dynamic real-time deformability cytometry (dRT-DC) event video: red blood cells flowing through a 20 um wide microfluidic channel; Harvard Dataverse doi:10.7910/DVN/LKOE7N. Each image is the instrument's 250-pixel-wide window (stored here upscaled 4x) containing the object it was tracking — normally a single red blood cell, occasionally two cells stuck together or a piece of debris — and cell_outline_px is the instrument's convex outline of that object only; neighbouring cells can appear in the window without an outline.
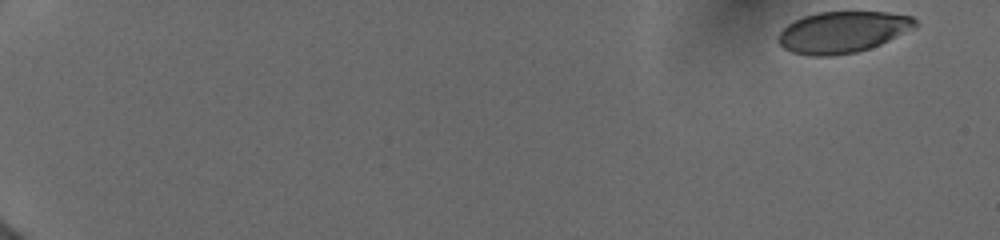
{"species": "human", "species_latin": "Homo sapiens", "temperature_condition": "cold", "stored_images_in_passage": 69, "camera_frame_rate_fps": 3000, "um_per_image_px": 0.085, "donor": {"sex": "female"}, "frame": {"image": 1, "passage_image": 1, "time_ms": 0.0, "image_size_px": [1000, 240], "cell_outline_px": [[916, 28], [880, 44], [856, 52], [828, 56], [816, 56], [792, 52], [784, 48], [776, 40], [776, 36], [788, 24], [804, 16], [816, 12], [888, 12], [912, 16], [916, 20]], "centroid_in_image_um": [71.62, 2.72], "position_along_channel_um": 13.4, "area_um2": 32.95}}
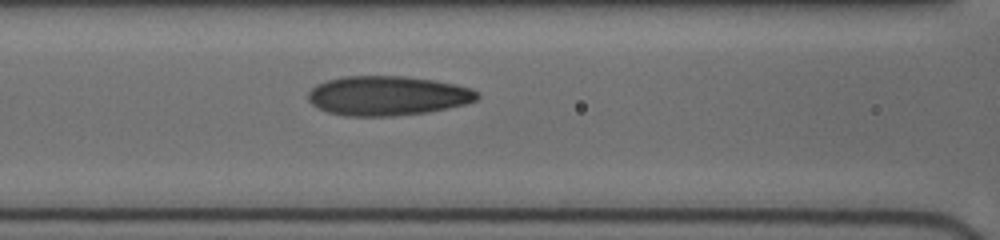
{"frame": {"image": 2, "passage_image": 60, "time_ms": 8.0, "image_size_px": [1000, 240], "cell_outline_px": [[480, 96], [476, 100], [464, 104], [428, 112], [392, 116], [344, 116], [328, 112], [312, 104], [308, 100], [308, 92], [316, 84], [328, 80], [344, 76], [404, 76], [432, 80], [456, 84], [480, 92]], "centroid_in_image_um": [32.93, 8.14], "position_along_channel_um": 133.7, "area_um2": 38.84}}
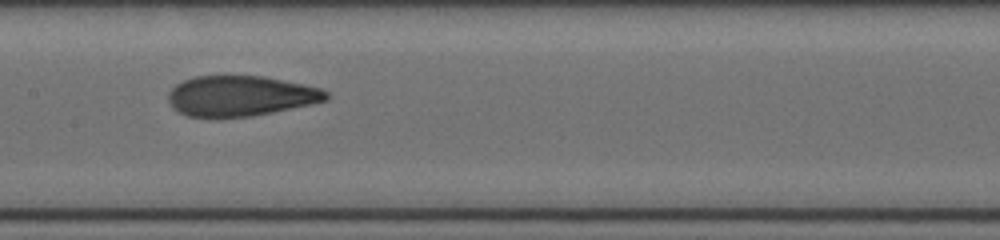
{"frame": {"image": 3, "passage_image": 68, "time_ms": 9.333, "image_size_px": [1000, 240], "cell_outline_px": [[328, 100], [312, 104], [272, 112], [248, 116], [188, 116], [176, 112], [172, 108], [168, 100], [168, 92], [176, 84], [192, 76], [264, 76], [304, 84], [320, 88], [328, 92]], "centroid_in_image_um": [20.43, 8.14], "position_along_channel_um": 187.0, "area_um2": 36.99}}